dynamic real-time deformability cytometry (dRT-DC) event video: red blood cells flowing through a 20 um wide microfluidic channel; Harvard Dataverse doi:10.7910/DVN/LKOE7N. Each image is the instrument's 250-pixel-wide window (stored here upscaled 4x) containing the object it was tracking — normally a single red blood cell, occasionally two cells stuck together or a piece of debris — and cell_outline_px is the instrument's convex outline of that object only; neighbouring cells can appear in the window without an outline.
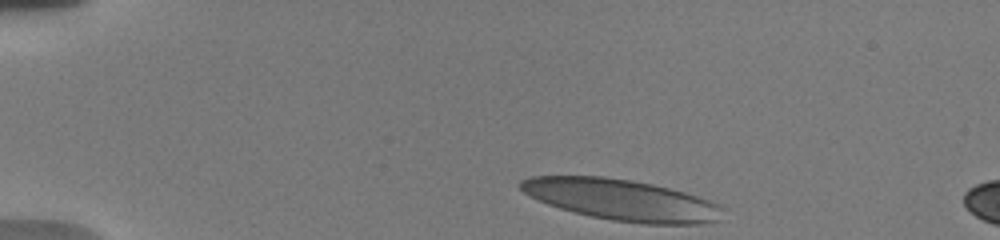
{"species": "human", "species_latin": "Homo sapiens", "temperature_condition": "warm", "stored_images_in_passage": 4, "camera_frame_rate_fps": 3000, "um_per_image_px": 0.085, "donor": {"sex": "male"}, "frame": {"image": 1, "passage_image": 1, "time_ms": 0.0, "image_size_px": [1000, 240], "cell_outline_px": [[728, 208], [720, 220], [700, 224], [644, 224], [612, 220], [592, 216], [560, 208], [548, 204], [524, 192], [516, 184], [520, 180], [528, 176], [604, 176], [632, 180], [652, 184], [684, 192], [720, 204]], "centroid_in_image_um": [52.89, 16.99], "position_along_channel_um": 32.1, "area_um2": 48.61}}